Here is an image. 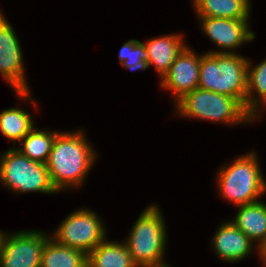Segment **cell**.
<instances>
[{
    "instance_id": "cell-23",
    "label": "cell",
    "mask_w": 266,
    "mask_h": 267,
    "mask_svg": "<svg viewBox=\"0 0 266 267\" xmlns=\"http://www.w3.org/2000/svg\"><path fill=\"white\" fill-rule=\"evenodd\" d=\"M5 232L0 230V248H1V243L3 240V236H4Z\"/></svg>"
},
{
    "instance_id": "cell-20",
    "label": "cell",
    "mask_w": 266,
    "mask_h": 267,
    "mask_svg": "<svg viewBox=\"0 0 266 267\" xmlns=\"http://www.w3.org/2000/svg\"><path fill=\"white\" fill-rule=\"evenodd\" d=\"M27 111L11 107L0 113V132L13 145L20 141L34 128V119Z\"/></svg>"
},
{
    "instance_id": "cell-6",
    "label": "cell",
    "mask_w": 266,
    "mask_h": 267,
    "mask_svg": "<svg viewBox=\"0 0 266 267\" xmlns=\"http://www.w3.org/2000/svg\"><path fill=\"white\" fill-rule=\"evenodd\" d=\"M15 195L27 192L58 193L53 187L46 164L32 161L15 147L0 155V184Z\"/></svg>"
},
{
    "instance_id": "cell-16",
    "label": "cell",
    "mask_w": 266,
    "mask_h": 267,
    "mask_svg": "<svg viewBox=\"0 0 266 267\" xmlns=\"http://www.w3.org/2000/svg\"><path fill=\"white\" fill-rule=\"evenodd\" d=\"M87 267H138L127 245L105 239L87 255Z\"/></svg>"
},
{
    "instance_id": "cell-15",
    "label": "cell",
    "mask_w": 266,
    "mask_h": 267,
    "mask_svg": "<svg viewBox=\"0 0 266 267\" xmlns=\"http://www.w3.org/2000/svg\"><path fill=\"white\" fill-rule=\"evenodd\" d=\"M198 17L250 20V0H192Z\"/></svg>"
},
{
    "instance_id": "cell-11",
    "label": "cell",
    "mask_w": 266,
    "mask_h": 267,
    "mask_svg": "<svg viewBox=\"0 0 266 267\" xmlns=\"http://www.w3.org/2000/svg\"><path fill=\"white\" fill-rule=\"evenodd\" d=\"M201 54L186 45L177 55L169 71L160 80V87L171 91L176 103L187 93L198 88Z\"/></svg>"
},
{
    "instance_id": "cell-18",
    "label": "cell",
    "mask_w": 266,
    "mask_h": 267,
    "mask_svg": "<svg viewBox=\"0 0 266 267\" xmlns=\"http://www.w3.org/2000/svg\"><path fill=\"white\" fill-rule=\"evenodd\" d=\"M40 267H87V254L49 237L43 246Z\"/></svg>"
},
{
    "instance_id": "cell-2",
    "label": "cell",
    "mask_w": 266,
    "mask_h": 267,
    "mask_svg": "<svg viewBox=\"0 0 266 267\" xmlns=\"http://www.w3.org/2000/svg\"><path fill=\"white\" fill-rule=\"evenodd\" d=\"M248 58L240 54H201L198 87L235 98L244 108Z\"/></svg>"
},
{
    "instance_id": "cell-12",
    "label": "cell",
    "mask_w": 266,
    "mask_h": 267,
    "mask_svg": "<svg viewBox=\"0 0 266 267\" xmlns=\"http://www.w3.org/2000/svg\"><path fill=\"white\" fill-rule=\"evenodd\" d=\"M212 238V247L216 256L221 260L236 263L249 255L254 243L230 220L225 221L217 228Z\"/></svg>"
},
{
    "instance_id": "cell-1",
    "label": "cell",
    "mask_w": 266,
    "mask_h": 267,
    "mask_svg": "<svg viewBox=\"0 0 266 267\" xmlns=\"http://www.w3.org/2000/svg\"><path fill=\"white\" fill-rule=\"evenodd\" d=\"M83 133L59 132L54 139L46 167L57 192L81 187L95 163L97 153Z\"/></svg>"
},
{
    "instance_id": "cell-22",
    "label": "cell",
    "mask_w": 266,
    "mask_h": 267,
    "mask_svg": "<svg viewBox=\"0 0 266 267\" xmlns=\"http://www.w3.org/2000/svg\"><path fill=\"white\" fill-rule=\"evenodd\" d=\"M259 257L266 266V243L259 249Z\"/></svg>"
},
{
    "instance_id": "cell-17",
    "label": "cell",
    "mask_w": 266,
    "mask_h": 267,
    "mask_svg": "<svg viewBox=\"0 0 266 267\" xmlns=\"http://www.w3.org/2000/svg\"><path fill=\"white\" fill-rule=\"evenodd\" d=\"M251 64L248 59L245 109L258 120L260 109L266 106V58L257 65Z\"/></svg>"
},
{
    "instance_id": "cell-5",
    "label": "cell",
    "mask_w": 266,
    "mask_h": 267,
    "mask_svg": "<svg viewBox=\"0 0 266 267\" xmlns=\"http://www.w3.org/2000/svg\"><path fill=\"white\" fill-rule=\"evenodd\" d=\"M176 115L186 118L235 125L256 122L235 99L213 91L196 88L175 103Z\"/></svg>"
},
{
    "instance_id": "cell-21",
    "label": "cell",
    "mask_w": 266,
    "mask_h": 267,
    "mask_svg": "<svg viewBox=\"0 0 266 267\" xmlns=\"http://www.w3.org/2000/svg\"><path fill=\"white\" fill-rule=\"evenodd\" d=\"M119 60L123 67L131 71L149 68L146 61L145 45L136 39H130L123 44L119 51Z\"/></svg>"
},
{
    "instance_id": "cell-8",
    "label": "cell",
    "mask_w": 266,
    "mask_h": 267,
    "mask_svg": "<svg viewBox=\"0 0 266 267\" xmlns=\"http://www.w3.org/2000/svg\"><path fill=\"white\" fill-rule=\"evenodd\" d=\"M21 44L6 17H0V75L14 89L19 99L29 100L35 106L36 101L31 96L27 85Z\"/></svg>"
},
{
    "instance_id": "cell-9",
    "label": "cell",
    "mask_w": 266,
    "mask_h": 267,
    "mask_svg": "<svg viewBox=\"0 0 266 267\" xmlns=\"http://www.w3.org/2000/svg\"><path fill=\"white\" fill-rule=\"evenodd\" d=\"M49 237L39 230L5 233L0 248V267H40L43 246Z\"/></svg>"
},
{
    "instance_id": "cell-10",
    "label": "cell",
    "mask_w": 266,
    "mask_h": 267,
    "mask_svg": "<svg viewBox=\"0 0 266 267\" xmlns=\"http://www.w3.org/2000/svg\"><path fill=\"white\" fill-rule=\"evenodd\" d=\"M200 27L205 35L221 50L207 53L234 54L245 42L255 39V33L250 30L249 20H236L216 17H198Z\"/></svg>"
},
{
    "instance_id": "cell-3",
    "label": "cell",
    "mask_w": 266,
    "mask_h": 267,
    "mask_svg": "<svg viewBox=\"0 0 266 267\" xmlns=\"http://www.w3.org/2000/svg\"><path fill=\"white\" fill-rule=\"evenodd\" d=\"M124 241L138 267H171L164 260L167 231L158 205L146 207Z\"/></svg>"
},
{
    "instance_id": "cell-14",
    "label": "cell",
    "mask_w": 266,
    "mask_h": 267,
    "mask_svg": "<svg viewBox=\"0 0 266 267\" xmlns=\"http://www.w3.org/2000/svg\"><path fill=\"white\" fill-rule=\"evenodd\" d=\"M237 207L238 212L231 222L257 243L259 253L266 243V204L260 200Z\"/></svg>"
},
{
    "instance_id": "cell-19",
    "label": "cell",
    "mask_w": 266,
    "mask_h": 267,
    "mask_svg": "<svg viewBox=\"0 0 266 267\" xmlns=\"http://www.w3.org/2000/svg\"><path fill=\"white\" fill-rule=\"evenodd\" d=\"M59 131H46L33 128L20 142L22 145L16 148L21 154L32 161L46 164L52 149L54 139Z\"/></svg>"
},
{
    "instance_id": "cell-4",
    "label": "cell",
    "mask_w": 266,
    "mask_h": 267,
    "mask_svg": "<svg viewBox=\"0 0 266 267\" xmlns=\"http://www.w3.org/2000/svg\"><path fill=\"white\" fill-rule=\"evenodd\" d=\"M258 162L256 152L250 151L220 167L216 184L221 197L236 207L259 201L266 192V178Z\"/></svg>"
},
{
    "instance_id": "cell-13",
    "label": "cell",
    "mask_w": 266,
    "mask_h": 267,
    "mask_svg": "<svg viewBox=\"0 0 266 267\" xmlns=\"http://www.w3.org/2000/svg\"><path fill=\"white\" fill-rule=\"evenodd\" d=\"M184 40L181 34L171 33L144 42L148 66L153 65L155 67L160 80L169 71L177 55L186 46Z\"/></svg>"
},
{
    "instance_id": "cell-7",
    "label": "cell",
    "mask_w": 266,
    "mask_h": 267,
    "mask_svg": "<svg viewBox=\"0 0 266 267\" xmlns=\"http://www.w3.org/2000/svg\"><path fill=\"white\" fill-rule=\"evenodd\" d=\"M54 231L50 237L57 243L79 249L87 255L107 237L98 214L87 208L69 214Z\"/></svg>"
}]
</instances>
